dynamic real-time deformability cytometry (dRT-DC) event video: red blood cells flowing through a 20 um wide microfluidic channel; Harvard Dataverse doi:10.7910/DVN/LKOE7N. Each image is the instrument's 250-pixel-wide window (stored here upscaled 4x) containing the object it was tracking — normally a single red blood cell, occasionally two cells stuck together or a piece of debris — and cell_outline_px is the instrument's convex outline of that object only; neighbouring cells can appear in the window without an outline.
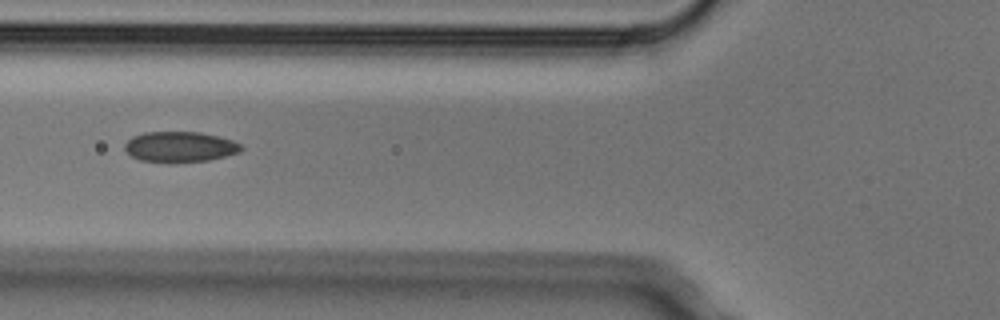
{"species": "Egyptian fruit bat (a non-hibernating species)", "species_latin": "Rousettus aegyptiacus", "temperature_condition": "cold", "stored_images_in_passage": 6, "camera_frame_rate_fps": 3000, "um_per_image_px": 0.085, "animal": {"sex": "male"}, "frame": {"image": 1, "passage_image": 6, "time_ms": 1.667, "image_size_px": [1000, 320], "cell_outline_px": [[244, 148], [240, 152], [208, 160], [140, 160], [132, 156], [124, 148], [124, 144], [132, 136], [144, 132], [200, 132], [232, 140], [240, 144]], "centroid_in_image_um": [15.3, 12.44], "position_along_channel_um": 110.5, "area_um2": 19.94}}